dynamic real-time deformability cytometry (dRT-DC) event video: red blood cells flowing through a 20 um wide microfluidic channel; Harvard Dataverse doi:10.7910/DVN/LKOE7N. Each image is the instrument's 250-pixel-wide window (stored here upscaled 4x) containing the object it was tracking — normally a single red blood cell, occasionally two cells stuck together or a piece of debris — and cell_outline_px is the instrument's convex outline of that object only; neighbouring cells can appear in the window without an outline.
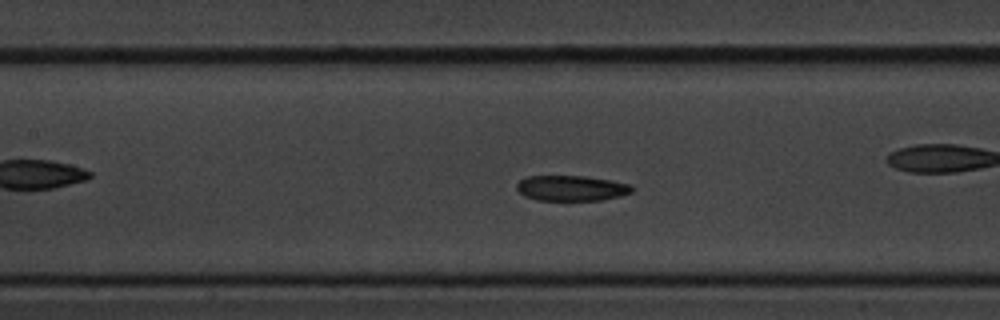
{"species": "common noctule bat (a hibernating species)", "species_latin": "Nyctalus noctula", "temperature_condition": "cold", "stored_images_in_passage": 46, "camera_frame_rate_fps": 3000, "um_per_image_px": 0.085, "animal": {"sex": "male", "body_mass_g": 20.1, "forearm_length_mm": 53.5}, "frame": {"image": 1, "passage_image": 14, "time_ms": 4.333, "image_size_px": [1000, 320], "cell_outline_px": [[632, 192], [620, 196], [600, 200], [536, 200], [524, 196], [516, 188], [516, 184], [520, 180], [528, 176], [584, 176], [608, 180], [628, 184], [632, 188]], "centroid_in_image_um": [48.52, 16.0], "position_along_channel_um": 158.9, "area_um2": 16.88}, "authors_computed_cell_mechanics": {"area_um2": 18.1781, "velocity_mm_per_s": 3.5476, "shape_relaxation_time_tau1_ms": 5.4504, "shape_relaxation_time_tau2_ms": 11.0554, "deformation_change_tau1": 0.1066, "deformation_change_tau2": 0.1745}}